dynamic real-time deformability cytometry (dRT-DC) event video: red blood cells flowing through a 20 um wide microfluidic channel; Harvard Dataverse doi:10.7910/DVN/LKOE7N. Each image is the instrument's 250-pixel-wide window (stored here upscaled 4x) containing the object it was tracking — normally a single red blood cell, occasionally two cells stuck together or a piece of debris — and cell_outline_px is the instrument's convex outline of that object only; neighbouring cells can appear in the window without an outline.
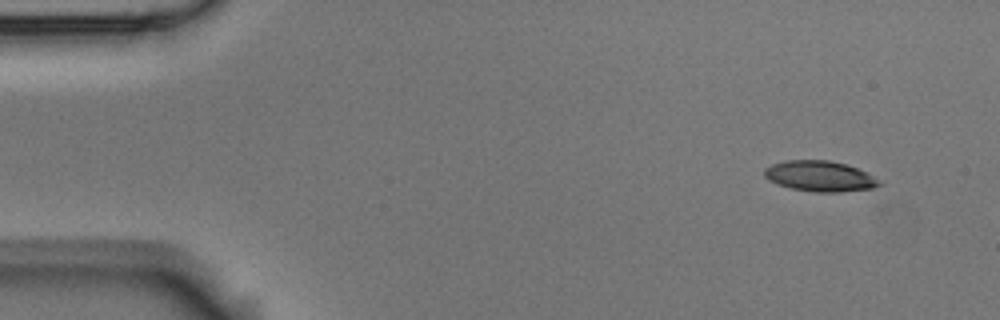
{"species": "Egyptian fruit bat (a non-hibernating species)", "species_latin": "Rousettus aegyptiacus", "temperature_condition": "room temperature", "stored_images_in_passage": 2, "camera_frame_rate_fps": 3000, "um_per_image_px": 0.085, "animal": {"sex": "male"}, "frame": {"image": 1, "passage_image": 1, "time_ms": 0.0, "image_size_px": [1000, 320], "cell_outline_px": [[884, 184], [872, 188], [840, 192], [816, 192], [792, 188], [768, 180], [764, 176], [764, 168], [772, 164], [784, 160], [828, 160], [844, 164], [856, 168], [884, 180]], "centroid_in_image_um": [69.73, 14.97], "position_along_channel_um": 15.3, "area_um2": 20.52}}